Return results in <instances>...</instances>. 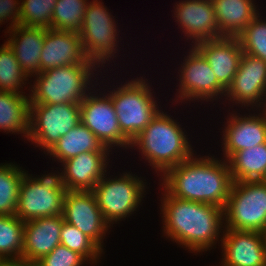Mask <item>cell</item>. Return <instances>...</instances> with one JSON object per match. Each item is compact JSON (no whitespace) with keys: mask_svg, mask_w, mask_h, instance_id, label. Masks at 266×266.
<instances>
[{"mask_svg":"<svg viewBox=\"0 0 266 266\" xmlns=\"http://www.w3.org/2000/svg\"><path fill=\"white\" fill-rule=\"evenodd\" d=\"M163 190L160 210L166 238L184 246L191 253L212 249L221 236V230L225 228L223 208L176 198Z\"/></svg>","mask_w":266,"mask_h":266,"instance_id":"cell-1","label":"cell"},{"mask_svg":"<svg viewBox=\"0 0 266 266\" xmlns=\"http://www.w3.org/2000/svg\"><path fill=\"white\" fill-rule=\"evenodd\" d=\"M195 157V158H194ZM214 156H194L167 170L161 183L170 195L224 209L233 184L228 162Z\"/></svg>","mask_w":266,"mask_h":266,"instance_id":"cell-2","label":"cell"},{"mask_svg":"<svg viewBox=\"0 0 266 266\" xmlns=\"http://www.w3.org/2000/svg\"><path fill=\"white\" fill-rule=\"evenodd\" d=\"M181 124L162 110L131 142L130 148L141 151L142 158L162 176L170 168L189 159L194 150ZM184 130V131H183ZM160 173V174H159Z\"/></svg>","mask_w":266,"mask_h":266,"instance_id":"cell-3","label":"cell"},{"mask_svg":"<svg viewBox=\"0 0 266 266\" xmlns=\"http://www.w3.org/2000/svg\"><path fill=\"white\" fill-rule=\"evenodd\" d=\"M97 68L100 67L95 63H79L56 67L34 75L36 78L34 84L30 85L31 93L26 94L29 96L30 104L80 103L89 91L93 90L91 87L95 88L91 78L94 77Z\"/></svg>","mask_w":266,"mask_h":266,"instance_id":"cell-4","label":"cell"},{"mask_svg":"<svg viewBox=\"0 0 266 266\" xmlns=\"http://www.w3.org/2000/svg\"><path fill=\"white\" fill-rule=\"evenodd\" d=\"M143 77L128 80V83L108 91L111 97L120 130L132 142L161 111ZM154 96V97H153Z\"/></svg>","mask_w":266,"mask_h":266,"instance_id":"cell-5","label":"cell"},{"mask_svg":"<svg viewBox=\"0 0 266 266\" xmlns=\"http://www.w3.org/2000/svg\"><path fill=\"white\" fill-rule=\"evenodd\" d=\"M223 211L225 229L265 231L266 182H233Z\"/></svg>","mask_w":266,"mask_h":266,"instance_id":"cell-6","label":"cell"},{"mask_svg":"<svg viewBox=\"0 0 266 266\" xmlns=\"http://www.w3.org/2000/svg\"><path fill=\"white\" fill-rule=\"evenodd\" d=\"M58 172L33 177L25 172L19 187L16 214L22 221L63 215V200L66 193Z\"/></svg>","mask_w":266,"mask_h":266,"instance_id":"cell-7","label":"cell"},{"mask_svg":"<svg viewBox=\"0 0 266 266\" xmlns=\"http://www.w3.org/2000/svg\"><path fill=\"white\" fill-rule=\"evenodd\" d=\"M104 175L92 192L105 221L112 226L130 216L140 205L146 192V182L137 175L125 172L114 179ZM112 224V225H111Z\"/></svg>","mask_w":266,"mask_h":266,"instance_id":"cell-8","label":"cell"},{"mask_svg":"<svg viewBox=\"0 0 266 266\" xmlns=\"http://www.w3.org/2000/svg\"><path fill=\"white\" fill-rule=\"evenodd\" d=\"M103 4L98 0L89 2L82 27L78 32L86 57L99 67H104L103 64L111 61L114 54L118 53L116 51L119 47L116 21Z\"/></svg>","mask_w":266,"mask_h":266,"instance_id":"cell-9","label":"cell"},{"mask_svg":"<svg viewBox=\"0 0 266 266\" xmlns=\"http://www.w3.org/2000/svg\"><path fill=\"white\" fill-rule=\"evenodd\" d=\"M80 122V103L30 104V131L27 140L46 153Z\"/></svg>","mask_w":266,"mask_h":266,"instance_id":"cell-10","label":"cell"},{"mask_svg":"<svg viewBox=\"0 0 266 266\" xmlns=\"http://www.w3.org/2000/svg\"><path fill=\"white\" fill-rule=\"evenodd\" d=\"M191 47L189 55L185 56L186 58L178 70V74L180 73L178 81L180 82L176 101L185 102L189 99L188 101L208 102L225 96L226 90L219 84L209 63L194 46Z\"/></svg>","mask_w":266,"mask_h":266,"instance_id":"cell-11","label":"cell"},{"mask_svg":"<svg viewBox=\"0 0 266 266\" xmlns=\"http://www.w3.org/2000/svg\"><path fill=\"white\" fill-rule=\"evenodd\" d=\"M93 92L90 91L80 102L81 122L105 147L112 149L116 146L129 149L131 142L120 130L111 97L106 92L101 94H97L96 91L93 94Z\"/></svg>","mask_w":266,"mask_h":266,"instance_id":"cell-12","label":"cell"},{"mask_svg":"<svg viewBox=\"0 0 266 266\" xmlns=\"http://www.w3.org/2000/svg\"><path fill=\"white\" fill-rule=\"evenodd\" d=\"M63 218L66 223L82 231L103 251V239L111 226L105 221L92 191H66Z\"/></svg>","mask_w":266,"mask_h":266,"instance_id":"cell-13","label":"cell"},{"mask_svg":"<svg viewBox=\"0 0 266 266\" xmlns=\"http://www.w3.org/2000/svg\"><path fill=\"white\" fill-rule=\"evenodd\" d=\"M226 99L243 107L260 109L266 97V62L243 52L239 68L225 92ZM263 101V102H262Z\"/></svg>","mask_w":266,"mask_h":266,"instance_id":"cell-14","label":"cell"},{"mask_svg":"<svg viewBox=\"0 0 266 266\" xmlns=\"http://www.w3.org/2000/svg\"><path fill=\"white\" fill-rule=\"evenodd\" d=\"M179 2V3H178ZM174 7V16L183 30L185 37L193 40L195 44L221 38L218 33V24L215 18L214 6L212 0H184L178 1ZM195 40V41H194Z\"/></svg>","mask_w":266,"mask_h":266,"instance_id":"cell-15","label":"cell"},{"mask_svg":"<svg viewBox=\"0 0 266 266\" xmlns=\"http://www.w3.org/2000/svg\"><path fill=\"white\" fill-rule=\"evenodd\" d=\"M109 152H84L62 163L58 175L67 191H92L106 175ZM108 159V160H107Z\"/></svg>","mask_w":266,"mask_h":266,"instance_id":"cell-16","label":"cell"},{"mask_svg":"<svg viewBox=\"0 0 266 266\" xmlns=\"http://www.w3.org/2000/svg\"><path fill=\"white\" fill-rule=\"evenodd\" d=\"M259 111L258 115L254 113L247 115L248 117L239 115L240 113H233L229 117L227 115L228 119L222 131V150L226 161L235 152L266 143V113L260 109Z\"/></svg>","mask_w":266,"mask_h":266,"instance_id":"cell-17","label":"cell"},{"mask_svg":"<svg viewBox=\"0 0 266 266\" xmlns=\"http://www.w3.org/2000/svg\"><path fill=\"white\" fill-rule=\"evenodd\" d=\"M79 63H94L86 57L79 33L46 29L40 72Z\"/></svg>","mask_w":266,"mask_h":266,"instance_id":"cell-18","label":"cell"},{"mask_svg":"<svg viewBox=\"0 0 266 266\" xmlns=\"http://www.w3.org/2000/svg\"><path fill=\"white\" fill-rule=\"evenodd\" d=\"M222 232L221 266H266L261 232L225 228Z\"/></svg>","mask_w":266,"mask_h":266,"instance_id":"cell-19","label":"cell"},{"mask_svg":"<svg viewBox=\"0 0 266 266\" xmlns=\"http://www.w3.org/2000/svg\"><path fill=\"white\" fill-rule=\"evenodd\" d=\"M194 47L209 63L219 84L226 90L239 68L243 55L237 37H221L201 41Z\"/></svg>","mask_w":266,"mask_h":266,"instance_id":"cell-20","label":"cell"},{"mask_svg":"<svg viewBox=\"0 0 266 266\" xmlns=\"http://www.w3.org/2000/svg\"><path fill=\"white\" fill-rule=\"evenodd\" d=\"M63 215L24 221L22 261L37 262L61 242Z\"/></svg>","mask_w":266,"mask_h":266,"instance_id":"cell-21","label":"cell"},{"mask_svg":"<svg viewBox=\"0 0 266 266\" xmlns=\"http://www.w3.org/2000/svg\"><path fill=\"white\" fill-rule=\"evenodd\" d=\"M46 28L18 25L9 33L6 43L13 50L20 67L29 77L40 73V56ZM35 73V74H34Z\"/></svg>","mask_w":266,"mask_h":266,"instance_id":"cell-22","label":"cell"},{"mask_svg":"<svg viewBox=\"0 0 266 266\" xmlns=\"http://www.w3.org/2000/svg\"><path fill=\"white\" fill-rule=\"evenodd\" d=\"M218 33L237 37L259 14L254 0H212Z\"/></svg>","mask_w":266,"mask_h":266,"instance_id":"cell-23","label":"cell"},{"mask_svg":"<svg viewBox=\"0 0 266 266\" xmlns=\"http://www.w3.org/2000/svg\"><path fill=\"white\" fill-rule=\"evenodd\" d=\"M84 152H111L82 122L73 127L51 147L46 155L61 164Z\"/></svg>","mask_w":266,"mask_h":266,"instance_id":"cell-24","label":"cell"},{"mask_svg":"<svg viewBox=\"0 0 266 266\" xmlns=\"http://www.w3.org/2000/svg\"><path fill=\"white\" fill-rule=\"evenodd\" d=\"M23 134L30 131V100L25 94L0 91V131Z\"/></svg>","mask_w":266,"mask_h":266,"instance_id":"cell-25","label":"cell"},{"mask_svg":"<svg viewBox=\"0 0 266 266\" xmlns=\"http://www.w3.org/2000/svg\"><path fill=\"white\" fill-rule=\"evenodd\" d=\"M233 182L264 180L266 143L235 152L228 160Z\"/></svg>","mask_w":266,"mask_h":266,"instance_id":"cell-26","label":"cell"},{"mask_svg":"<svg viewBox=\"0 0 266 266\" xmlns=\"http://www.w3.org/2000/svg\"><path fill=\"white\" fill-rule=\"evenodd\" d=\"M15 163L0 164V215L14 216L19 187L26 171Z\"/></svg>","mask_w":266,"mask_h":266,"instance_id":"cell-27","label":"cell"},{"mask_svg":"<svg viewBox=\"0 0 266 266\" xmlns=\"http://www.w3.org/2000/svg\"><path fill=\"white\" fill-rule=\"evenodd\" d=\"M24 221L17 216L0 215V259L22 261Z\"/></svg>","mask_w":266,"mask_h":266,"instance_id":"cell-28","label":"cell"},{"mask_svg":"<svg viewBox=\"0 0 266 266\" xmlns=\"http://www.w3.org/2000/svg\"><path fill=\"white\" fill-rule=\"evenodd\" d=\"M88 0H57L52 14V29L79 32Z\"/></svg>","mask_w":266,"mask_h":266,"instance_id":"cell-29","label":"cell"},{"mask_svg":"<svg viewBox=\"0 0 266 266\" xmlns=\"http://www.w3.org/2000/svg\"><path fill=\"white\" fill-rule=\"evenodd\" d=\"M27 74L20 67L13 50L5 42L0 47V91L25 94L22 85L28 80ZM22 88V91L21 88Z\"/></svg>","mask_w":266,"mask_h":266,"instance_id":"cell-30","label":"cell"},{"mask_svg":"<svg viewBox=\"0 0 266 266\" xmlns=\"http://www.w3.org/2000/svg\"><path fill=\"white\" fill-rule=\"evenodd\" d=\"M61 245L82 255L88 263L97 264L101 259L102 251L89 237L77 227L65 221L61 229Z\"/></svg>","mask_w":266,"mask_h":266,"instance_id":"cell-31","label":"cell"},{"mask_svg":"<svg viewBox=\"0 0 266 266\" xmlns=\"http://www.w3.org/2000/svg\"><path fill=\"white\" fill-rule=\"evenodd\" d=\"M19 25L52 29V14L57 0H20Z\"/></svg>","mask_w":266,"mask_h":266,"instance_id":"cell-32","label":"cell"},{"mask_svg":"<svg viewBox=\"0 0 266 266\" xmlns=\"http://www.w3.org/2000/svg\"><path fill=\"white\" fill-rule=\"evenodd\" d=\"M258 14L237 36L244 53L266 62V21Z\"/></svg>","mask_w":266,"mask_h":266,"instance_id":"cell-33","label":"cell"},{"mask_svg":"<svg viewBox=\"0 0 266 266\" xmlns=\"http://www.w3.org/2000/svg\"><path fill=\"white\" fill-rule=\"evenodd\" d=\"M85 261L82 255L60 244L36 263L39 266H84Z\"/></svg>","mask_w":266,"mask_h":266,"instance_id":"cell-34","label":"cell"},{"mask_svg":"<svg viewBox=\"0 0 266 266\" xmlns=\"http://www.w3.org/2000/svg\"><path fill=\"white\" fill-rule=\"evenodd\" d=\"M21 13V3L19 0H0V25L5 23V20L9 21V30L19 25ZM4 22V23H2Z\"/></svg>","mask_w":266,"mask_h":266,"instance_id":"cell-35","label":"cell"},{"mask_svg":"<svg viewBox=\"0 0 266 266\" xmlns=\"http://www.w3.org/2000/svg\"><path fill=\"white\" fill-rule=\"evenodd\" d=\"M0 266H20V261L12 259H0Z\"/></svg>","mask_w":266,"mask_h":266,"instance_id":"cell-36","label":"cell"},{"mask_svg":"<svg viewBox=\"0 0 266 266\" xmlns=\"http://www.w3.org/2000/svg\"><path fill=\"white\" fill-rule=\"evenodd\" d=\"M263 244H264V253H265V260H266V230L261 233Z\"/></svg>","mask_w":266,"mask_h":266,"instance_id":"cell-37","label":"cell"},{"mask_svg":"<svg viewBox=\"0 0 266 266\" xmlns=\"http://www.w3.org/2000/svg\"><path fill=\"white\" fill-rule=\"evenodd\" d=\"M20 266H39L36 262H24L20 261Z\"/></svg>","mask_w":266,"mask_h":266,"instance_id":"cell-38","label":"cell"},{"mask_svg":"<svg viewBox=\"0 0 266 266\" xmlns=\"http://www.w3.org/2000/svg\"><path fill=\"white\" fill-rule=\"evenodd\" d=\"M265 99H266V97H265ZM260 110H263L262 112L266 113V100H264L263 106H262V108H260Z\"/></svg>","mask_w":266,"mask_h":266,"instance_id":"cell-39","label":"cell"}]
</instances>
